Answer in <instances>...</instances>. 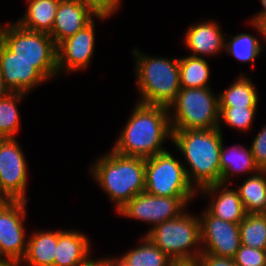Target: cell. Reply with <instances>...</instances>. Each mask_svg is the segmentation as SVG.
<instances>
[{
	"instance_id": "40",
	"label": "cell",
	"mask_w": 266,
	"mask_h": 266,
	"mask_svg": "<svg viewBox=\"0 0 266 266\" xmlns=\"http://www.w3.org/2000/svg\"><path fill=\"white\" fill-rule=\"evenodd\" d=\"M2 257V258H1ZM0 263H11L5 255L2 253L1 248H0Z\"/></svg>"
},
{
	"instance_id": "16",
	"label": "cell",
	"mask_w": 266,
	"mask_h": 266,
	"mask_svg": "<svg viewBox=\"0 0 266 266\" xmlns=\"http://www.w3.org/2000/svg\"><path fill=\"white\" fill-rule=\"evenodd\" d=\"M228 183L225 184H211L201 188L203 193L212 194L215 193L220 188V194L217 199L209 203L208 209H206L211 215L222 219L227 222H234L239 224L246 216V211L241 201V198L237 190H229ZM226 186V187H225Z\"/></svg>"
},
{
	"instance_id": "14",
	"label": "cell",
	"mask_w": 266,
	"mask_h": 266,
	"mask_svg": "<svg viewBox=\"0 0 266 266\" xmlns=\"http://www.w3.org/2000/svg\"><path fill=\"white\" fill-rule=\"evenodd\" d=\"M94 21L65 38L57 45V70L62 68L67 71L84 69L90 63L94 50L95 32Z\"/></svg>"
},
{
	"instance_id": "42",
	"label": "cell",
	"mask_w": 266,
	"mask_h": 266,
	"mask_svg": "<svg viewBox=\"0 0 266 266\" xmlns=\"http://www.w3.org/2000/svg\"><path fill=\"white\" fill-rule=\"evenodd\" d=\"M0 266H14L12 263H0Z\"/></svg>"
},
{
	"instance_id": "8",
	"label": "cell",
	"mask_w": 266,
	"mask_h": 266,
	"mask_svg": "<svg viewBox=\"0 0 266 266\" xmlns=\"http://www.w3.org/2000/svg\"><path fill=\"white\" fill-rule=\"evenodd\" d=\"M145 192L161 197H193L184 164L167 150L145 159Z\"/></svg>"
},
{
	"instance_id": "37",
	"label": "cell",
	"mask_w": 266,
	"mask_h": 266,
	"mask_svg": "<svg viewBox=\"0 0 266 266\" xmlns=\"http://www.w3.org/2000/svg\"><path fill=\"white\" fill-rule=\"evenodd\" d=\"M10 93L9 89L5 86L3 76L0 71V99L5 97Z\"/></svg>"
},
{
	"instance_id": "17",
	"label": "cell",
	"mask_w": 266,
	"mask_h": 266,
	"mask_svg": "<svg viewBox=\"0 0 266 266\" xmlns=\"http://www.w3.org/2000/svg\"><path fill=\"white\" fill-rule=\"evenodd\" d=\"M185 44L192 50L193 55L215 54L225 47V38L220 27L215 22H204L189 27L185 35Z\"/></svg>"
},
{
	"instance_id": "15",
	"label": "cell",
	"mask_w": 266,
	"mask_h": 266,
	"mask_svg": "<svg viewBox=\"0 0 266 266\" xmlns=\"http://www.w3.org/2000/svg\"><path fill=\"white\" fill-rule=\"evenodd\" d=\"M92 15L99 19L107 18V16H97L83 0L60 2L49 35L58 45L65 38L87 26L93 19Z\"/></svg>"
},
{
	"instance_id": "31",
	"label": "cell",
	"mask_w": 266,
	"mask_h": 266,
	"mask_svg": "<svg viewBox=\"0 0 266 266\" xmlns=\"http://www.w3.org/2000/svg\"><path fill=\"white\" fill-rule=\"evenodd\" d=\"M251 151L259 169L266 170V125L254 138Z\"/></svg>"
},
{
	"instance_id": "9",
	"label": "cell",
	"mask_w": 266,
	"mask_h": 266,
	"mask_svg": "<svg viewBox=\"0 0 266 266\" xmlns=\"http://www.w3.org/2000/svg\"><path fill=\"white\" fill-rule=\"evenodd\" d=\"M26 201L0 202V248L5 257L19 266L26 253L27 242L23 221Z\"/></svg>"
},
{
	"instance_id": "22",
	"label": "cell",
	"mask_w": 266,
	"mask_h": 266,
	"mask_svg": "<svg viewBox=\"0 0 266 266\" xmlns=\"http://www.w3.org/2000/svg\"><path fill=\"white\" fill-rule=\"evenodd\" d=\"M237 191L247 214L263 213L266 206V170L247 178Z\"/></svg>"
},
{
	"instance_id": "21",
	"label": "cell",
	"mask_w": 266,
	"mask_h": 266,
	"mask_svg": "<svg viewBox=\"0 0 266 266\" xmlns=\"http://www.w3.org/2000/svg\"><path fill=\"white\" fill-rule=\"evenodd\" d=\"M220 169L221 179L220 184H226L228 179L235 172H259L260 169L255 163L254 156L250 149L242 146H233L231 149L225 150L223 143L220 152Z\"/></svg>"
},
{
	"instance_id": "2",
	"label": "cell",
	"mask_w": 266,
	"mask_h": 266,
	"mask_svg": "<svg viewBox=\"0 0 266 266\" xmlns=\"http://www.w3.org/2000/svg\"><path fill=\"white\" fill-rule=\"evenodd\" d=\"M172 142L184 155L190 171L188 181L197 187L220 184V152L223 137L219 128L172 130ZM194 178V179H192Z\"/></svg>"
},
{
	"instance_id": "4",
	"label": "cell",
	"mask_w": 266,
	"mask_h": 266,
	"mask_svg": "<svg viewBox=\"0 0 266 266\" xmlns=\"http://www.w3.org/2000/svg\"><path fill=\"white\" fill-rule=\"evenodd\" d=\"M132 52L137 59L136 82L142 99L139 103L168 108L181 89L179 59L143 56L138 49Z\"/></svg>"
},
{
	"instance_id": "10",
	"label": "cell",
	"mask_w": 266,
	"mask_h": 266,
	"mask_svg": "<svg viewBox=\"0 0 266 266\" xmlns=\"http://www.w3.org/2000/svg\"><path fill=\"white\" fill-rule=\"evenodd\" d=\"M192 197H161L147 192L134 196L119 211V214L129 218L160 224L183 214L186 203Z\"/></svg>"
},
{
	"instance_id": "32",
	"label": "cell",
	"mask_w": 266,
	"mask_h": 266,
	"mask_svg": "<svg viewBox=\"0 0 266 266\" xmlns=\"http://www.w3.org/2000/svg\"><path fill=\"white\" fill-rule=\"evenodd\" d=\"M97 16L112 15L120 5V0H83Z\"/></svg>"
},
{
	"instance_id": "33",
	"label": "cell",
	"mask_w": 266,
	"mask_h": 266,
	"mask_svg": "<svg viewBox=\"0 0 266 266\" xmlns=\"http://www.w3.org/2000/svg\"><path fill=\"white\" fill-rule=\"evenodd\" d=\"M197 260L200 266H238L232 258L215 256L209 253H201Z\"/></svg>"
},
{
	"instance_id": "12",
	"label": "cell",
	"mask_w": 266,
	"mask_h": 266,
	"mask_svg": "<svg viewBox=\"0 0 266 266\" xmlns=\"http://www.w3.org/2000/svg\"><path fill=\"white\" fill-rule=\"evenodd\" d=\"M200 221V241L205 249L201 253L234 258L241 246L239 224L227 222L204 211Z\"/></svg>"
},
{
	"instance_id": "3",
	"label": "cell",
	"mask_w": 266,
	"mask_h": 266,
	"mask_svg": "<svg viewBox=\"0 0 266 266\" xmlns=\"http://www.w3.org/2000/svg\"><path fill=\"white\" fill-rule=\"evenodd\" d=\"M111 151L94 164L91 172L119 211L134 196L145 191V158Z\"/></svg>"
},
{
	"instance_id": "7",
	"label": "cell",
	"mask_w": 266,
	"mask_h": 266,
	"mask_svg": "<svg viewBox=\"0 0 266 266\" xmlns=\"http://www.w3.org/2000/svg\"><path fill=\"white\" fill-rule=\"evenodd\" d=\"M146 236L173 261L197 260L201 254V247L196 252L189 251L190 247L201 244L200 221L195 215L184 212L175 219L155 225Z\"/></svg>"
},
{
	"instance_id": "18",
	"label": "cell",
	"mask_w": 266,
	"mask_h": 266,
	"mask_svg": "<svg viewBox=\"0 0 266 266\" xmlns=\"http://www.w3.org/2000/svg\"><path fill=\"white\" fill-rule=\"evenodd\" d=\"M89 239L76 231H58L54 266H77L89 256Z\"/></svg>"
},
{
	"instance_id": "11",
	"label": "cell",
	"mask_w": 266,
	"mask_h": 266,
	"mask_svg": "<svg viewBox=\"0 0 266 266\" xmlns=\"http://www.w3.org/2000/svg\"><path fill=\"white\" fill-rule=\"evenodd\" d=\"M27 167L14 138H0V191L8 200L26 201Z\"/></svg>"
},
{
	"instance_id": "24",
	"label": "cell",
	"mask_w": 266,
	"mask_h": 266,
	"mask_svg": "<svg viewBox=\"0 0 266 266\" xmlns=\"http://www.w3.org/2000/svg\"><path fill=\"white\" fill-rule=\"evenodd\" d=\"M219 107H257L258 95L251 79L241 74L228 89L219 96Z\"/></svg>"
},
{
	"instance_id": "5",
	"label": "cell",
	"mask_w": 266,
	"mask_h": 266,
	"mask_svg": "<svg viewBox=\"0 0 266 266\" xmlns=\"http://www.w3.org/2000/svg\"><path fill=\"white\" fill-rule=\"evenodd\" d=\"M0 40L17 57L33 63L46 79L58 72L57 45L49 34L26 30L15 23L0 27Z\"/></svg>"
},
{
	"instance_id": "38",
	"label": "cell",
	"mask_w": 266,
	"mask_h": 266,
	"mask_svg": "<svg viewBox=\"0 0 266 266\" xmlns=\"http://www.w3.org/2000/svg\"><path fill=\"white\" fill-rule=\"evenodd\" d=\"M105 266H126L119 258L105 259Z\"/></svg>"
},
{
	"instance_id": "1",
	"label": "cell",
	"mask_w": 266,
	"mask_h": 266,
	"mask_svg": "<svg viewBox=\"0 0 266 266\" xmlns=\"http://www.w3.org/2000/svg\"><path fill=\"white\" fill-rule=\"evenodd\" d=\"M171 109L137 103L113 151L124 156L149 158L166 151L161 144L172 138Z\"/></svg>"
},
{
	"instance_id": "30",
	"label": "cell",
	"mask_w": 266,
	"mask_h": 266,
	"mask_svg": "<svg viewBox=\"0 0 266 266\" xmlns=\"http://www.w3.org/2000/svg\"><path fill=\"white\" fill-rule=\"evenodd\" d=\"M233 259L238 266H266V250L241 244Z\"/></svg>"
},
{
	"instance_id": "23",
	"label": "cell",
	"mask_w": 266,
	"mask_h": 266,
	"mask_svg": "<svg viewBox=\"0 0 266 266\" xmlns=\"http://www.w3.org/2000/svg\"><path fill=\"white\" fill-rule=\"evenodd\" d=\"M143 244L119 258L126 266H169L173 260L162 252L146 235Z\"/></svg>"
},
{
	"instance_id": "35",
	"label": "cell",
	"mask_w": 266,
	"mask_h": 266,
	"mask_svg": "<svg viewBox=\"0 0 266 266\" xmlns=\"http://www.w3.org/2000/svg\"><path fill=\"white\" fill-rule=\"evenodd\" d=\"M77 266H105V259L95 261L90 259V257H88L85 261H83L81 264Z\"/></svg>"
},
{
	"instance_id": "6",
	"label": "cell",
	"mask_w": 266,
	"mask_h": 266,
	"mask_svg": "<svg viewBox=\"0 0 266 266\" xmlns=\"http://www.w3.org/2000/svg\"><path fill=\"white\" fill-rule=\"evenodd\" d=\"M168 108L175 113L170 117L171 130L219 128V97L208 87L181 88Z\"/></svg>"
},
{
	"instance_id": "20",
	"label": "cell",
	"mask_w": 266,
	"mask_h": 266,
	"mask_svg": "<svg viewBox=\"0 0 266 266\" xmlns=\"http://www.w3.org/2000/svg\"><path fill=\"white\" fill-rule=\"evenodd\" d=\"M28 9L17 23L24 29L50 34L59 2L53 0H28Z\"/></svg>"
},
{
	"instance_id": "36",
	"label": "cell",
	"mask_w": 266,
	"mask_h": 266,
	"mask_svg": "<svg viewBox=\"0 0 266 266\" xmlns=\"http://www.w3.org/2000/svg\"><path fill=\"white\" fill-rule=\"evenodd\" d=\"M169 266H200V263L198 260L173 261Z\"/></svg>"
},
{
	"instance_id": "29",
	"label": "cell",
	"mask_w": 266,
	"mask_h": 266,
	"mask_svg": "<svg viewBox=\"0 0 266 266\" xmlns=\"http://www.w3.org/2000/svg\"><path fill=\"white\" fill-rule=\"evenodd\" d=\"M257 107H219V118L238 130L250 129Z\"/></svg>"
},
{
	"instance_id": "41",
	"label": "cell",
	"mask_w": 266,
	"mask_h": 266,
	"mask_svg": "<svg viewBox=\"0 0 266 266\" xmlns=\"http://www.w3.org/2000/svg\"><path fill=\"white\" fill-rule=\"evenodd\" d=\"M8 199L1 193L0 191V202H5L7 201Z\"/></svg>"
},
{
	"instance_id": "28",
	"label": "cell",
	"mask_w": 266,
	"mask_h": 266,
	"mask_svg": "<svg viewBox=\"0 0 266 266\" xmlns=\"http://www.w3.org/2000/svg\"><path fill=\"white\" fill-rule=\"evenodd\" d=\"M231 38L232 40L225 44V49L239 61L253 62L262 51L261 44L251 34L241 33Z\"/></svg>"
},
{
	"instance_id": "34",
	"label": "cell",
	"mask_w": 266,
	"mask_h": 266,
	"mask_svg": "<svg viewBox=\"0 0 266 266\" xmlns=\"http://www.w3.org/2000/svg\"><path fill=\"white\" fill-rule=\"evenodd\" d=\"M261 3L264 9L251 20L252 24H259L266 18V0H261Z\"/></svg>"
},
{
	"instance_id": "19",
	"label": "cell",
	"mask_w": 266,
	"mask_h": 266,
	"mask_svg": "<svg viewBox=\"0 0 266 266\" xmlns=\"http://www.w3.org/2000/svg\"><path fill=\"white\" fill-rule=\"evenodd\" d=\"M27 241L26 253L22 260L28 266H54L58 231H37Z\"/></svg>"
},
{
	"instance_id": "43",
	"label": "cell",
	"mask_w": 266,
	"mask_h": 266,
	"mask_svg": "<svg viewBox=\"0 0 266 266\" xmlns=\"http://www.w3.org/2000/svg\"><path fill=\"white\" fill-rule=\"evenodd\" d=\"M53 1H56V2H64V1H69V0H53Z\"/></svg>"
},
{
	"instance_id": "25",
	"label": "cell",
	"mask_w": 266,
	"mask_h": 266,
	"mask_svg": "<svg viewBox=\"0 0 266 266\" xmlns=\"http://www.w3.org/2000/svg\"><path fill=\"white\" fill-rule=\"evenodd\" d=\"M180 87L181 88H207L209 79V66L201 56H188L179 58Z\"/></svg>"
},
{
	"instance_id": "13",
	"label": "cell",
	"mask_w": 266,
	"mask_h": 266,
	"mask_svg": "<svg viewBox=\"0 0 266 266\" xmlns=\"http://www.w3.org/2000/svg\"><path fill=\"white\" fill-rule=\"evenodd\" d=\"M0 71L10 92L27 94L31 88L46 81L33 63L17 57L1 40Z\"/></svg>"
},
{
	"instance_id": "39",
	"label": "cell",
	"mask_w": 266,
	"mask_h": 266,
	"mask_svg": "<svg viewBox=\"0 0 266 266\" xmlns=\"http://www.w3.org/2000/svg\"><path fill=\"white\" fill-rule=\"evenodd\" d=\"M253 25L266 38V18L262 20L259 24H253Z\"/></svg>"
},
{
	"instance_id": "27",
	"label": "cell",
	"mask_w": 266,
	"mask_h": 266,
	"mask_svg": "<svg viewBox=\"0 0 266 266\" xmlns=\"http://www.w3.org/2000/svg\"><path fill=\"white\" fill-rule=\"evenodd\" d=\"M24 93L10 92L0 99V138H14L19 127V112L17 101L24 97Z\"/></svg>"
},
{
	"instance_id": "26",
	"label": "cell",
	"mask_w": 266,
	"mask_h": 266,
	"mask_svg": "<svg viewBox=\"0 0 266 266\" xmlns=\"http://www.w3.org/2000/svg\"><path fill=\"white\" fill-rule=\"evenodd\" d=\"M241 244L266 250V214L250 213L239 223Z\"/></svg>"
}]
</instances>
